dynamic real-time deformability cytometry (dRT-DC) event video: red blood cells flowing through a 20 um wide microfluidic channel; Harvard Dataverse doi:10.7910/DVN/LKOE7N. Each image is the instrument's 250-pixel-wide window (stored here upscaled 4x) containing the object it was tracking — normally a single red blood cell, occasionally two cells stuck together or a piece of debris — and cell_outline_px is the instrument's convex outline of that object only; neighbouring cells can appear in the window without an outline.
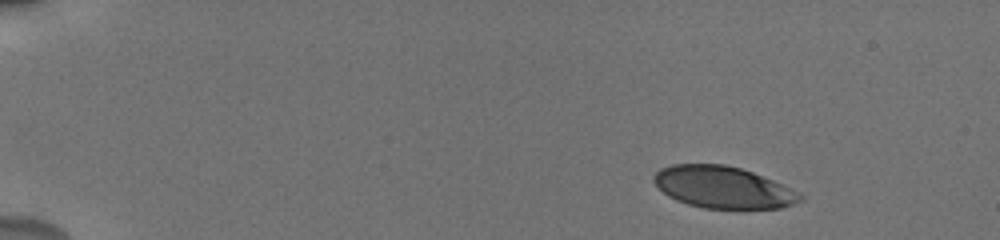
{"species": "human", "species_latin": "Homo sapiens", "temperature_condition": "cold", "stored_images_in_passage": 48, "camera_frame_rate_fps": 3000, "um_per_image_px": 0.085, "donor": {"sex": "male"}, "frame": {"image": 1, "passage_image": 1, "time_ms": 0.0, "image_size_px": [1000, 240], "cell_outline_px": [[804, 200], [780, 208], [704, 208], [688, 204], [676, 200], [668, 196], [652, 180], [652, 176], [660, 168], [672, 164], [724, 164], [740, 168], [752, 172], [772, 180], [804, 196]], "centroid_in_image_um": [61.42, 15.91], "position_along_channel_um": 23.6, "area_um2": 35.32}}
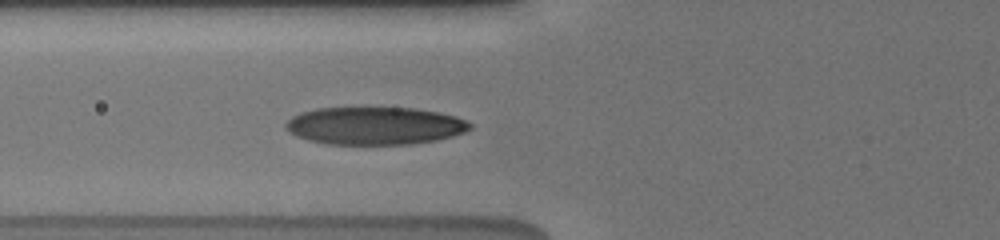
{"frame": {"image": 2, "passage_image": 15, "time_ms": 5.0, "image_size_px": [1000, 240], "cell_outline_px": [[472, 128], [464, 132], [452, 136], [436, 140], [408, 144], [328, 144], [308, 140], [296, 136], [288, 132], [284, 128], [284, 124], [292, 116], [300, 112], [316, 108], [412, 108], [436, 112], [456, 116], [472, 124]], "centroid_in_image_um": [31.81, 10.69], "position_along_channel_um": 94.0, "area_um2": 40.46}}
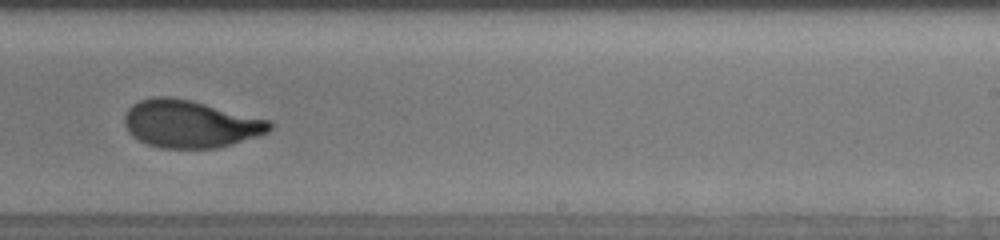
{"frame": {"image": 3, "passage_image": 30, "time_ms": 9.667, "image_size_px": [1000, 240], "cell_outline_px": [[272, 128], [268, 132], [260, 136], [232, 144], [216, 148], [160, 148], [148, 144], [132, 136], [128, 132], [124, 124], [124, 116], [128, 108], [132, 104], [140, 100], [152, 96], [168, 96], [192, 100], [272, 120]], "centroid_in_image_um": [16.18, 10.52], "position_along_channel_um": 272.8, "area_um2": 40.63}, "authors_computed_cell_mechanics": {"area_um2": 39.7664, "velocity_mm_per_s": 3.8354, "shape_relaxation_time_tau1_ms": 3.6786, "shape_relaxation_time_tau2_ms": 0.7922, "deformation_change_tau1": 0.1701, "deformation_change_tau2": 0.0607}}